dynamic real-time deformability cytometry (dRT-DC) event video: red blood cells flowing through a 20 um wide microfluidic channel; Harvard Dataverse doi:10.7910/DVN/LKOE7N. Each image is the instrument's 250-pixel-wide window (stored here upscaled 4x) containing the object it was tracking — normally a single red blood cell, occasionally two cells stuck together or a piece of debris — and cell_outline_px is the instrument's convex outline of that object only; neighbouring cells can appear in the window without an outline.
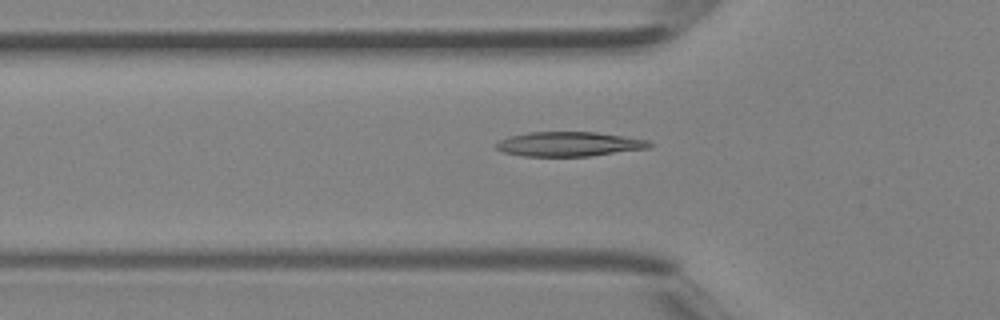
{"species": "Egyptian fruit bat (a non-hibernating species)", "species_latin": "Rousettus aegyptiacus", "temperature_condition": "room temperature", "stored_images_in_passage": 43, "camera_frame_rate_fps": 3000, "um_per_image_px": 0.085, "animal": {"sex": "female"}, "frame": {"image": 1, "passage_image": 15, "time_ms": 4.667, "image_size_px": [1000, 320], "cell_outline_px": [[652, 148], [592, 156], [524, 156], [504, 152], [496, 148], [496, 144], [500, 140], [512, 136], [528, 132], [596, 132], [648, 140], [652, 144]], "centroid_in_image_um": [48.43, 12.25], "position_along_channel_um": 77.4, "area_um2": 21.85}}
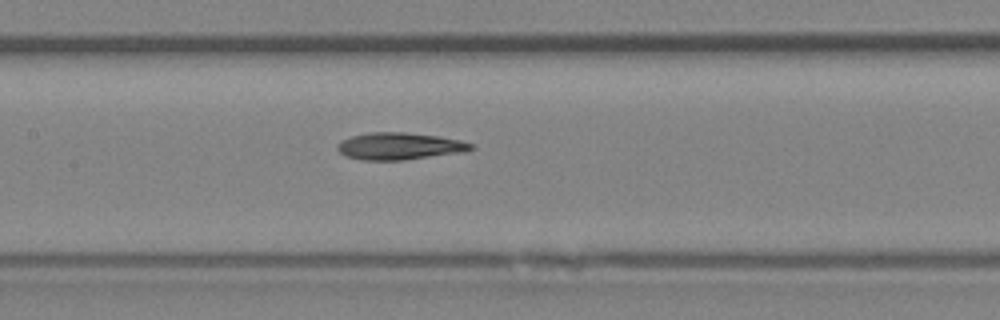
{"frame": {"image": 2, "passage_image": 21, "time_ms": 6.667, "image_size_px": [1000, 320], "cell_outline_px": [[476, 148], [464, 152], [404, 160], [360, 160], [344, 156], [336, 148], [336, 144], [340, 140], [352, 136], [368, 132], [404, 132], [436, 136], [460, 140], [472, 144]], "centroid_in_image_um": [33.91, 12.43], "position_along_channel_um": 173.5, "area_um2": 21.21}}
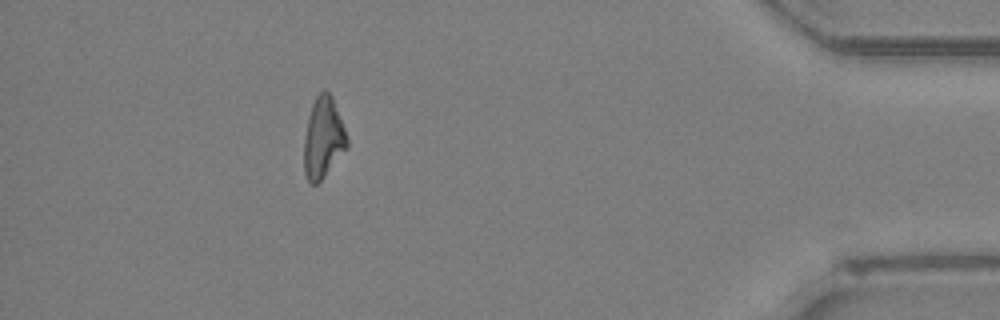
{"frame": {"image": 3, "passage_image": 39, "time_ms": 12.667, "image_size_px": [1000, 320], "cell_outline_px": [[348, 148], [324, 176], [316, 184], [312, 184], [308, 180], [304, 172], [304, 136], [308, 116], [312, 104], [316, 96], [324, 88], [332, 96], [348, 136]], "centroid_in_image_um": [27.48, 11.7], "position_along_channel_um": 407.7, "area_um2": 20.4}}